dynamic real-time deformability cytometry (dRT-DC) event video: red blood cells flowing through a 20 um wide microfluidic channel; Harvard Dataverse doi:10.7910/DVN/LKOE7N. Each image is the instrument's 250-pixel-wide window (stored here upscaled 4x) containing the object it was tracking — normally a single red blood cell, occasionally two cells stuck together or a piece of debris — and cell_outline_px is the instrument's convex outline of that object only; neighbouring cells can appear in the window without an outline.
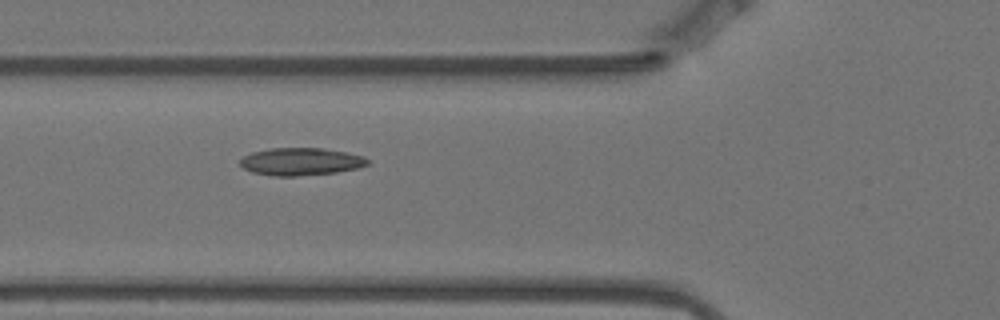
{"species": "Egyptian fruit bat (a non-hibernating species)", "species_latin": "Rousettus aegyptiacus", "temperature_condition": "warm", "stored_images_in_passage": 4, "camera_frame_rate_fps": 3000, "um_per_image_px": 0.085, "animal": {"sex": "female"}, "frame": {"image": 1, "passage_image": 4, "time_ms": 1.0, "image_size_px": [1000, 320], "cell_outline_px": [[372, 164], [356, 168], [336, 172], [296, 176], [272, 176], [252, 172], [244, 168], [240, 164], [240, 160], [244, 156], [252, 152], [268, 148], [324, 148], [364, 156], [372, 160]], "centroid_in_image_um": [25.61, 13.73], "position_along_channel_um": 100.2, "area_um2": 20.58}}